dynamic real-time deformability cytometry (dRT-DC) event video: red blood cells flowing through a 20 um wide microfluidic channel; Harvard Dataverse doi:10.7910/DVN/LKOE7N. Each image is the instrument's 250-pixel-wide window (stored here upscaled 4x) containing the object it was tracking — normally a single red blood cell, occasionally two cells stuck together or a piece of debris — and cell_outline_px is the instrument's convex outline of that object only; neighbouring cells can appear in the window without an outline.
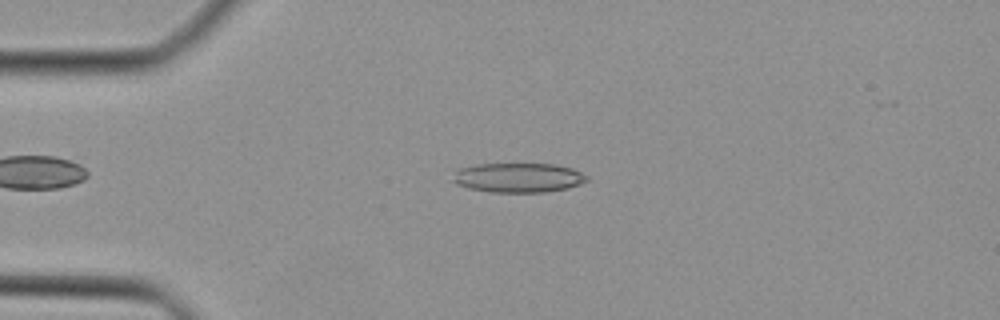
{"species": "Egyptian fruit bat (a non-hibernating species)", "species_latin": "Rousettus aegyptiacus", "temperature_condition": "cold", "stored_images_in_passage": 35, "camera_frame_rate_fps": 3000, "um_per_image_px": 0.085, "animal": {"sex": "female"}, "frame": {"image": 1, "passage_image": 1, "time_ms": 0.0, "image_size_px": [1000, 320], "cell_outline_px": [[588, 180], [580, 184], [568, 188], [544, 192], [488, 192], [468, 188], [456, 184], [452, 180], [456, 172], [460, 168], [476, 164], [556, 164], [572, 168], [588, 176]], "centroid_in_image_um": [44.06, 15.1], "position_along_channel_um": 40.9, "area_um2": 23.06}}
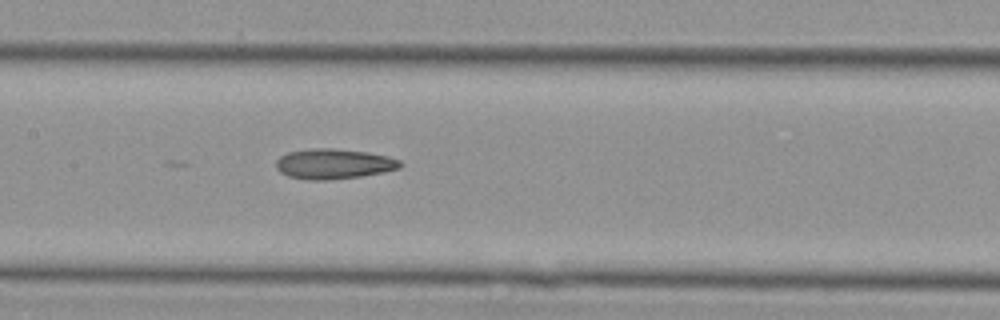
{"frame": {"image": 2, "passage_image": 12, "time_ms": 3.667, "image_size_px": [1000, 320], "cell_outline_px": [[404, 164], [400, 168], [384, 172], [360, 176], [328, 180], [308, 180], [288, 176], [280, 172], [276, 168], [276, 160], [280, 156], [288, 152], [316, 148], [332, 148], [368, 152], [388, 156], [400, 160]], "centroid_in_image_um": [28.38, 13.93], "position_along_channel_um": 179.0, "area_um2": 21.91}}
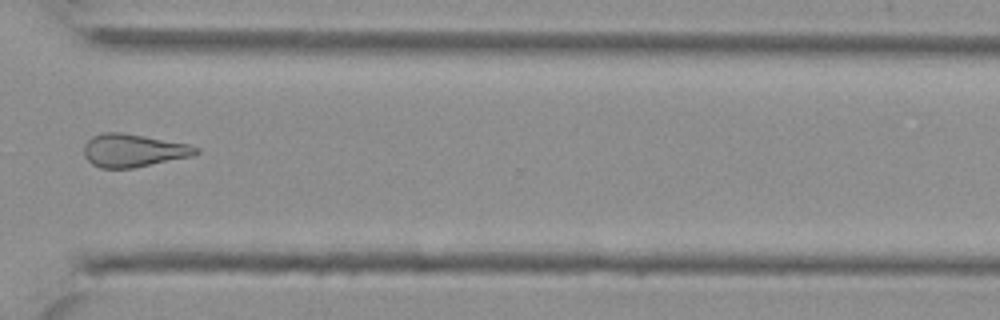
{"frame": {"image": 3, "passage_image": 24, "time_ms": 7.667, "image_size_px": [1000, 320], "cell_outline_px": [[200, 152], [192, 156], [132, 168], [100, 168], [92, 164], [84, 156], [84, 144], [92, 136], [104, 132], [120, 132], [144, 136], [188, 144], [200, 148]], "centroid_in_image_um": [11.32, 12.79], "position_along_channel_um": 359.3, "area_um2": 21.44}}